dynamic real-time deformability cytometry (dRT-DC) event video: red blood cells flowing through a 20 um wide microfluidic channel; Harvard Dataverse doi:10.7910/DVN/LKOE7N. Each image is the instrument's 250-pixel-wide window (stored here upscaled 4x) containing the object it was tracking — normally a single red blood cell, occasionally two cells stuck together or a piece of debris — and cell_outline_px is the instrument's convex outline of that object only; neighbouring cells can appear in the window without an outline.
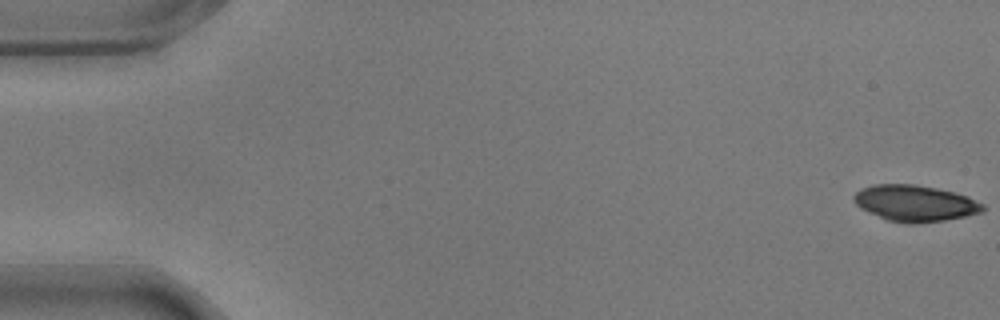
{"species": "common noctule bat (a hibernating species)", "species_latin": "Nyctalus noctula", "temperature_condition": "warm", "stored_images_in_passage": 18, "camera_frame_rate_fps": 3000, "um_per_image_px": 0.085, "animal": {"sex": "male", "body_mass_g": 17.9}, "frame": {"image": 1, "passage_image": 1, "time_ms": 0.0, "image_size_px": [1000, 320], "cell_outline_px": [[984, 212], [944, 220], [912, 224], [904, 224], [888, 220], [860, 208], [852, 200], [852, 196], [860, 188], [872, 184], [912, 184], [936, 188], [968, 196], [984, 204]], "centroid_in_image_um": [77.75, 17.27], "position_along_channel_um": 7.3, "area_um2": 27.28}}
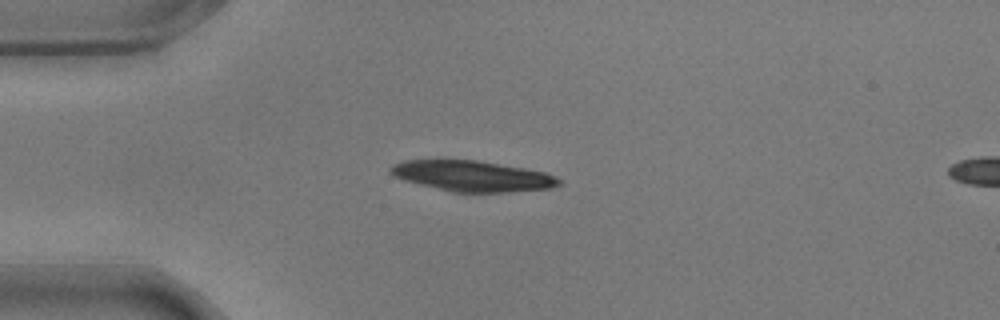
{"frame": {"image": 2, "passage_image": 15, "time_ms": 4.667, "image_size_px": [1000, 320], "cell_outline_px": [[560, 184], [552, 188], [508, 192], [452, 192], [404, 180], [388, 172], [388, 168], [392, 164], [404, 160], [444, 156], [476, 160], [524, 168], [544, 172], [556, 176], [560, 180]], "centroid_in_image_um": [40.05, 14.91], "position_along_channel_um": 45.0, "area_um2": 30.98}}